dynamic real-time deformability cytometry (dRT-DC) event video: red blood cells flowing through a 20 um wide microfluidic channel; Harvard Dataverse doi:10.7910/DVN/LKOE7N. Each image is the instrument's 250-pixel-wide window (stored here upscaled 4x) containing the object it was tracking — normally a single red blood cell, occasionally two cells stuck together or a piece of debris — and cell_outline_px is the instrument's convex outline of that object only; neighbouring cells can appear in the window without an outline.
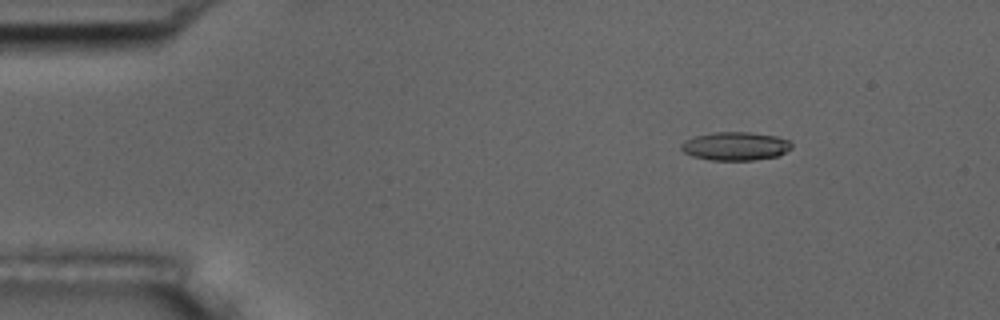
{"species": "common noctule bat (a hibernating species)", "species_latin": "Nyctalus noctula", "temperature_condition": "room temperature", "stored_images_in_passage": 10, "camera_frame_rate_fps": 3000, "um_per_image_px": 0.085, "animal": {"sex": "male", "body_mass_g": 17.5, "forearm_length_mm": 52.3}, "frame": {"image": 1, "passage_image": 2, "time_ms": 2.0, "image_size_px": [1000, 320], "cell_outline_px": [[792, 148], [776, 156], [752, 160], [712, 160], [692, 156], [684, 152], [680, 148], [680, 144], [684, 140], [696, 136], [712, 132], [748, 132], [776, 136], [788, 140], [792, 144]], "centroid_in_image_um": [62.48, 12.42], "position_along_channel_um": 22.5, "area_um2": 18.21}}
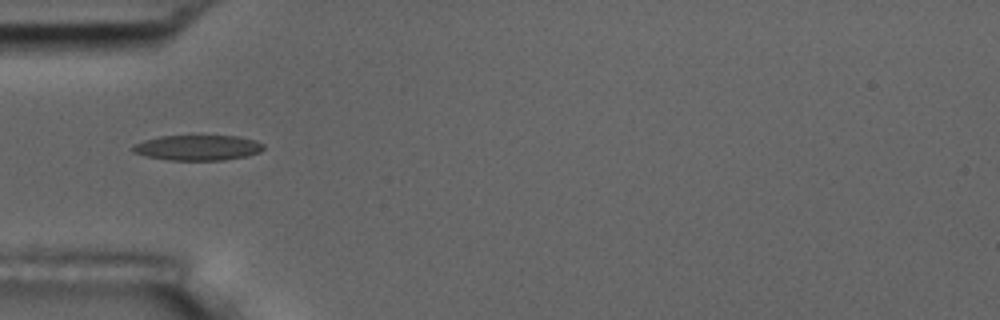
{"frame": {"image": 2, "passage_image": 5, "time_ms": 5.333, "image_size_px": [1000, 320], "cell_outline_px": [[264, 148], [260, 152], [248, 156], [224, 160], [168, 160], [144, 156], [132, 152], [132, 144], [144, 140], [160, 136], [240, 136], [256, 140], [264, 144]], "centroid_in_image_um": [16.8, 12.55], "position_along_channel_um": 68.2, "area_um2": 19.54}}
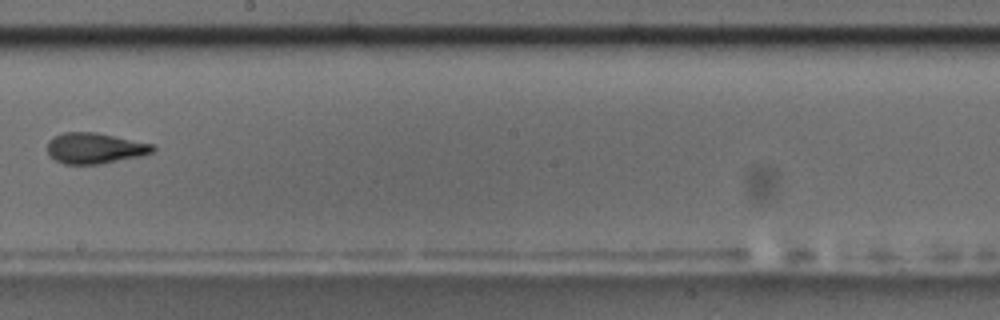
{"frame": {"image": 3, "passage_image": 9, "time_ms": 10.0, "image_size_px": [1000, 320], "cell_outline_px": [[156, 148], [152, 152], [140, 156], [100, 164], [64, 164], [56, 160], [48, 152], [48, 140], [52, 136], [64, 132], [96, 132], [152, 144]], "centroid_in_image_um": [8.04, 12.59], "position_along_channel_um": 240.2, "area_um2": 18.79}}